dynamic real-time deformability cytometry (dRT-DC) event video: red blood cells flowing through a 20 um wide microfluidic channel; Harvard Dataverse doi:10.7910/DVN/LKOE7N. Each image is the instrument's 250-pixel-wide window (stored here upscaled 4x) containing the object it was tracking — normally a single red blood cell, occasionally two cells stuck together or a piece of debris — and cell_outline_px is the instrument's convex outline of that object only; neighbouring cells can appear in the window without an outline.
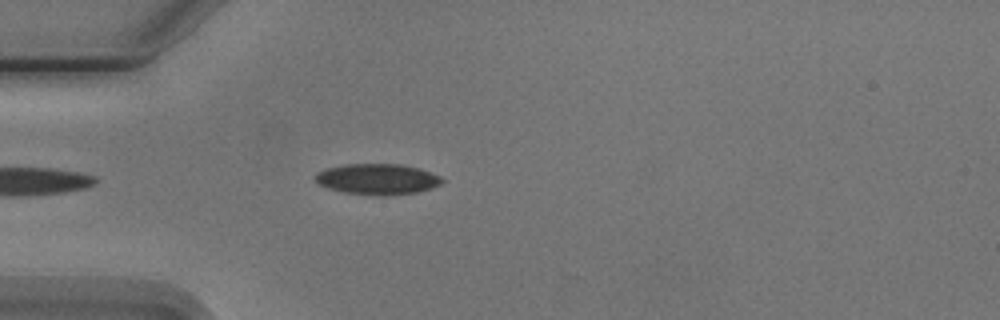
{"species": "Egyptian fruit bat (a non-hibernating species)", "species_latin": "Rousettus aegyptiacus", "temperature_condition": "cold", "stored_images_in_passage": 4, "camera_frame_rate_fps": 3000, "um_per_image_px": 0.085, "animal": {"sex": "male"}, "frame": {"image": 1, "passage_image": 4, "time_ms": 4.667, "image_size_px": [1000, 320], "cell_outline_px": [[444, 180], [440, 184], [416, 192], [384, 196], [344, 192], [328, 188], [320, 184], [312, 176], [316, 172], [328, 168], [344, 164], [400, 164], [420, 168], [440, 176]], "centroid_in_image_um": [32.06, 15.21], "position_along_channel_um": 52.9, "area_um2": 22.6}}